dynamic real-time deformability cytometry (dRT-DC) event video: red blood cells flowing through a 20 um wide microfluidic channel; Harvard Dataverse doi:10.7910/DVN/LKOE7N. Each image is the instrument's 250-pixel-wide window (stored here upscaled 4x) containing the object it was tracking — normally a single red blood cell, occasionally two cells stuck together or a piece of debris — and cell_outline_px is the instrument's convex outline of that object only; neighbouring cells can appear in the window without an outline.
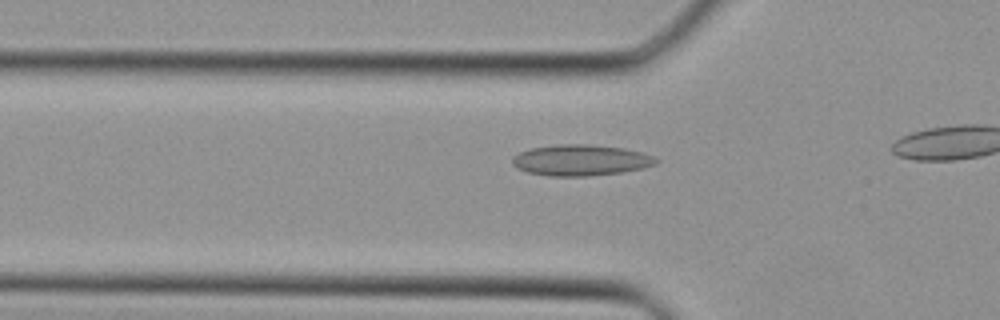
{"species": "Egyptian fruit bat (a non-hibernating species)", "species_latin": "Rousettus aegyptiacus", "temperature_condition": "cold", "stored_images_in_passage": 11, "camera_frame_rate_fps": 3000, "um_per_image_px": 0.085, "animal": {"sex": "female"}, "frame": {"image": 1, "passage_image": 7, "time_ms": 2.0, "image_size_px": [1000, 320], "cell_outline_px": [[660, 160], [656, 164], [644, 168], [620, 172], [588, 176], [548, 176], [528, 172], [516, 168], [512, 164], [512, 156], [520, 152], [532, 148], [556, 144], [588, 144], [624, 148], [640, 152], [652, 156]], "centroid_in_image_um": [49.34, 13.61], "position_along_channel_um": 76.5, "area_um2": 26.01}}
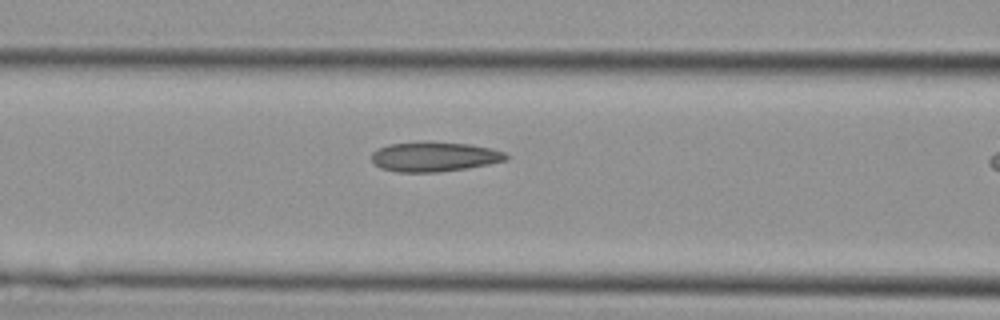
{"frame": {"image": 2, "passage_image": 10, "time_ms": 3.0, "image_size_px": [1000, 320], "cell_outline_px": [[508, 160], [468, 168], [436, 172], [396, 172], [380, 168], [372, 160], [372, 152], [376, 148], [388, 144], [420, 140], [428, 140], [468, 144], [492, 148], [504, 152], [508, 156]], "centroid_in_image_um": [36.89, 13.29], "position_along_channel_um": 129.7, "area_um2": 23.81}}